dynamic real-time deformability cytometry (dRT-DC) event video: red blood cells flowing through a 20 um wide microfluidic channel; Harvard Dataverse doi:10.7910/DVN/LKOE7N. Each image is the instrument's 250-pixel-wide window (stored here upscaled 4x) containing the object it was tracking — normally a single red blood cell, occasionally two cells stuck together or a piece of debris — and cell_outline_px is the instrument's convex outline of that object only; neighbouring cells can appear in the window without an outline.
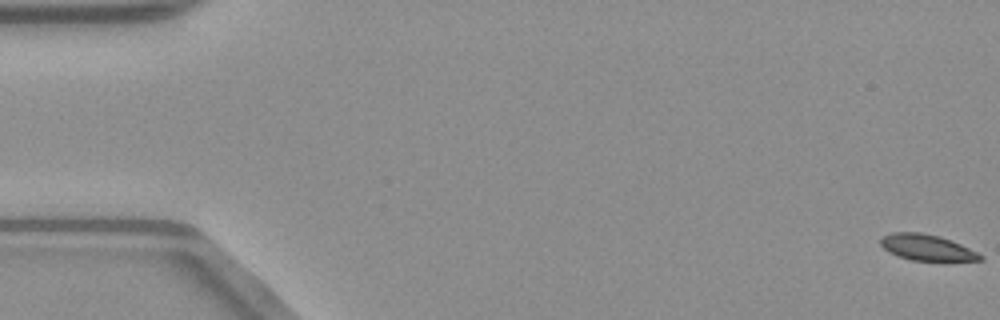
{"species": "common noctule bat (a hibernating species)", "species_latin": "Nyctalus noctula", "temperature_condition": "warm", "stored_images_in_passage": 7, "camera_frame_rate_fps": 3000, "um_per_image_px": 0.085, "animal": {"sex": "male", "body_mass_g": 23.1, "forearm_length_mm": 52.7}, "frame": {"image": 1, "passage_image": 1, "time_ms": 0.0, "image_size_px": [1000, 320], "cell_outline_px": [[984, 260], [912, 260], [888, 252], [880, 244], [880, 236], [892, 232], [920, 232], [940, 236], [952, 240], [984, 256]], "centroid_in_image_um": [78.74, 21.01], "position_along_channel_um": 6.3, "area_um2": 14.97}}